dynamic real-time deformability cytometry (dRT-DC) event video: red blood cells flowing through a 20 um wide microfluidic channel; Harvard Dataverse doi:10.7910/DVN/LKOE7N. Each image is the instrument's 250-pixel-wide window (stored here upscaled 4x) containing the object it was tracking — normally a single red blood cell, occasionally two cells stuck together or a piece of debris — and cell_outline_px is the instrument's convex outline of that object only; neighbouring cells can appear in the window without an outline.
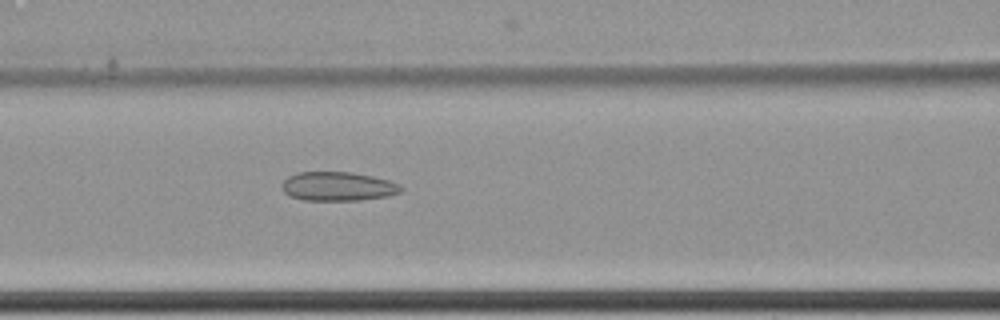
{"species": "common noctule bat (a hibernating species)", "species_latin": "Nyctalus noctula", "temperature_condition": "cold", "stored_images_in_passage": 6, "camera_frame_rate_fps": 3000, "um_per_image_px": 0.085, "animal": {"sex": "female", "body_mass_g": 22.7, "forearm_length_mm": 54.2}, "frame": {"image": 1, "passage_image": 6, "time_ms": 1.667, "image_size_px": [1000, 320], "cell_outline_px": [[404, 188], [400, 192], [388, 196], [360, 200], [304, 200], [288, 196], [280, 188], [280, 184], [288, 176], [296, 172], [352, 172], [372, 176], [388, 180], [400, 184]], "centroid_in_image_um": [28.69, 15.84], "position_along_channel_um": 137.9, "area_um2": 20.35}}